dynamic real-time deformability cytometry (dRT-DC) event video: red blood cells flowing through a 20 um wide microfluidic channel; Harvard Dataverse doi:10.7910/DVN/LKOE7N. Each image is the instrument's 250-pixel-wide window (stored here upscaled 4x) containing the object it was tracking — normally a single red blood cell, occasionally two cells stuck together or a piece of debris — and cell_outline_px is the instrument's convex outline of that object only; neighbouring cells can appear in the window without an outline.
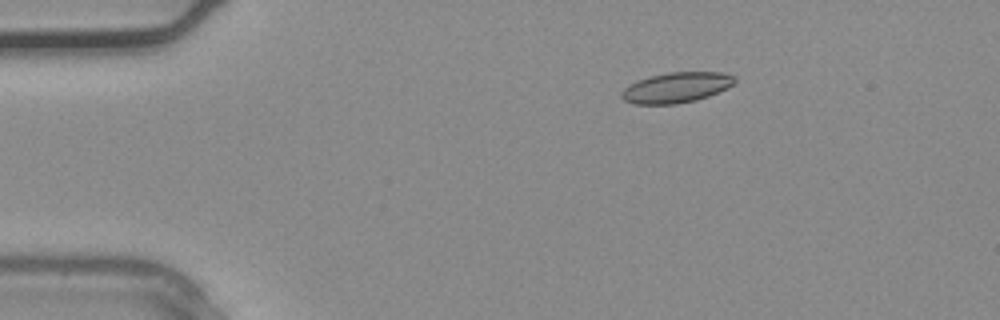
{"species": "common noctule bat (a hibernating species)", "species_latin": "Nyctalus noctula", "temperature_condition": "warm", "stored_images_in_passage": 36, "camera_frame_rate_fps": 3000, "um_per_image_px": 0.085, "animal": {"sex": "male", "body_mass_g": 20.4}, "frame": {"image": 1, "passage_image": 6, "time_ms": 1.667, "image_size_px": [1000, 320], "cell_outline_px": [[736, 80], [728, 88], [708, 96], [696, 100], [676, 104], [632, 104], [624, 100], [620, 96], [620, 92], [624, 88], [636, 80], [648, 76], [668, 72], [724, 72], [736, 76]], "centroid_in_image_um": [57.47, 7.43], "position_along_channel_um": 27.5, "area_um2": 20.29}}
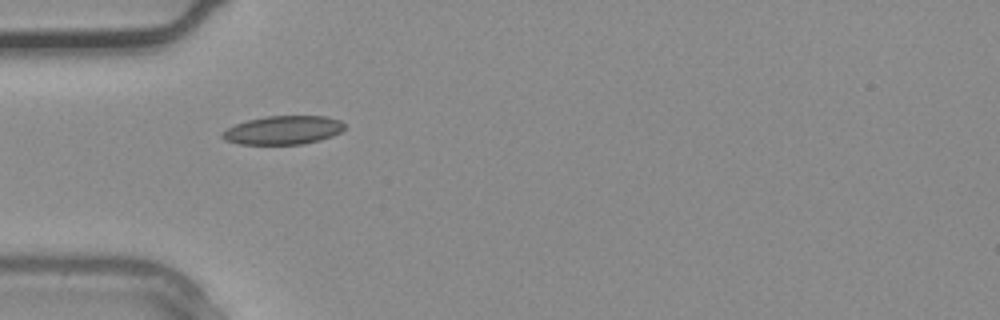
{"frame": {"image": 2, "passage_image": 11, "time_ms": 3.333, "image_size_px": [1000, 320], "cell_outline_px": [[344, 128], [340, 132], [332, 136], [320, 140], [304, 144], [240, 144], [224, 140], [220, 136], [220, 132], [236, 124], [248, 120], [268, 116], [324, 116], [340, 120], [344, 124]], "centroid_in_image_um": [24.05, 11.06], "position_along_channel_um": 61.0, "area_um2": 20.35}}